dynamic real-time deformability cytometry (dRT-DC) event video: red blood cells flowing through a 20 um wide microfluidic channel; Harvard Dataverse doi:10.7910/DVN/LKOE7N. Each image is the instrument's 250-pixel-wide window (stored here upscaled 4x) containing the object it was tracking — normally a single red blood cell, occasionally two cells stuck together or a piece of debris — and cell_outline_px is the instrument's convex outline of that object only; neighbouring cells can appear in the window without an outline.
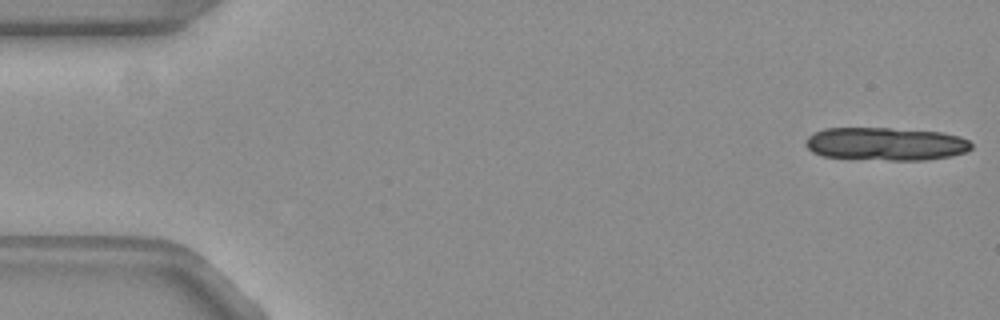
{"species": "common noctule bat (a hibernating species)", "species_latin": "Nyctalus noctula", "temperature_condition": "warm", "stored_images_in_passage": 12, "camera_frame_rate_fps": 3000, "um_per_image_px": 0.085, "animal": {"sex": "female", "body_mass_g": 19.3, "forearm_length_mm": 54.1}, "frame": {"image": 1, "passage_image": 1, "time_ms": 0.0, "image_size_px": [1000, 320], "cell_outline_px": [[972, 148], [964, 152], [948, 156], [924, 160], [888, 160], [824, 156], [812, 152], [804, 144], [804, 140], [808, 136], [824, 128], [888, 128], [940, 132], [960, 136], [968, 140], [972, 144]], "centroid_in_image_um": [75.27, 12.22], "position_along_channel_um": 9.7, "area_um2": 31.73}}